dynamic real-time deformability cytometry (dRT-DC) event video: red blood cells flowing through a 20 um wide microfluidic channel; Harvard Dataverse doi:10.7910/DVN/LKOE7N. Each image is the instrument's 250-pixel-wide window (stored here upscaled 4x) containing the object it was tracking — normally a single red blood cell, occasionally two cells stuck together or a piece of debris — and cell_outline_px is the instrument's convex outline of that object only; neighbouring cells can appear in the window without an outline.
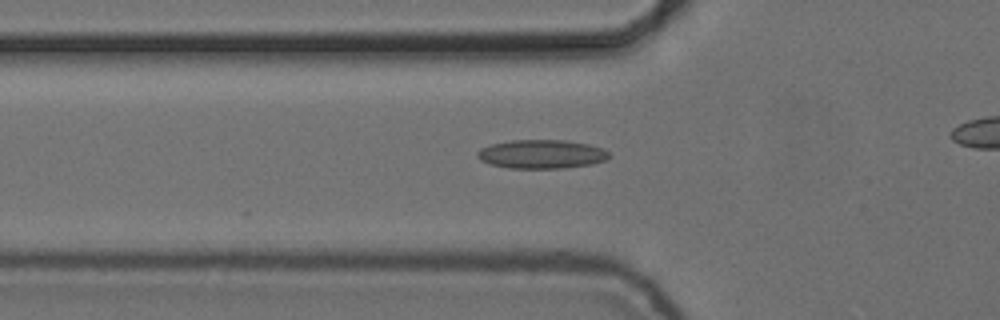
{"species": "common noctule bat (a hibernating species)", "species_latin": "Nyctalus noctula", "temperature_condition": "cold", "stored_images_in_passage": 43, "camera_frame_rate_fps": 3000, "um_per_image_px": 0.085, "animal": {"sex": "female", "body_mass_g": 24.6, "forearm_length_mm": 56.2}, "frame": {"image": 1, "passage_image": 19, "time_ms": 6.0, "image_size_px": [1000, 320], "cell_outline_px": [[612, 156], [604, 160], [592, 164], [564, 168], [508, 168], [492, 164], [480, 160], [476, 156], [476, 152], [480, 148], [492, 144], [512, 140], [564, 140], [588, 144], [604, 148]], "centroid_in_image_um": [46.04, 13.1], "position_along_channel_um": 79.8, "area_um2": 22.14}}
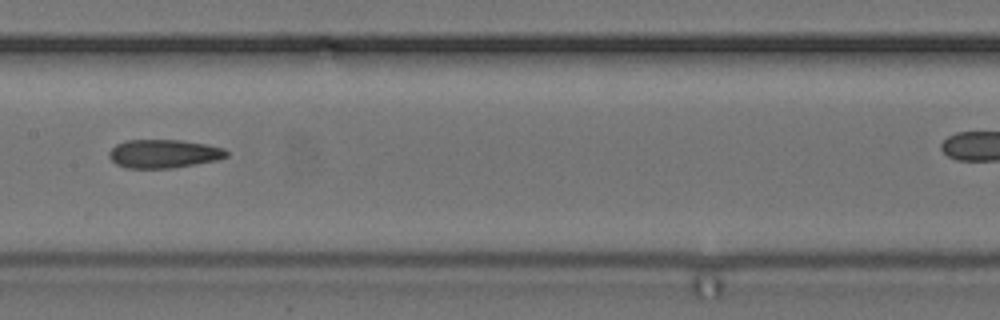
{"frame": {"image": 2, "passage_image": 28, "time_ms": 9.0, "image_size_px": [1000, 320], "cell_outline_px": [[228, 156], [216, 160], [172, 168], [124, 168], [116, 164], [108, 156], [108, 152], [116, 144], [124, 140], [180, 140], [204, 144], [224, 148], [228, 152]], "centroid_in_image_um": [13.87, 13.06], "position_along_channel_um": 193.5, "area_um2": 19.48}}
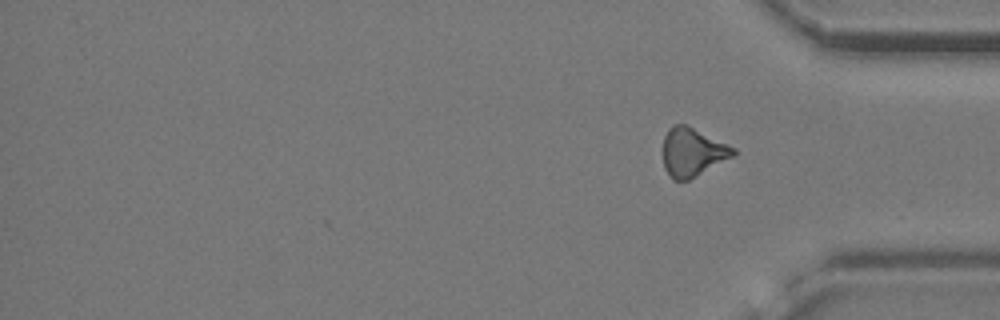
{"frame": {"image": 3, "passage_image": 43, "time_ms": 14.0, "image_size_px": [1000, 320], "cell_outline_px": [[736, 156], [688, 180], [672, 180], [664, 168], [664, 136], [668, 128], [672, 124], [684, 124], [728, 144], [736, 148]], "centroid_in_image_um": [58.88, 12.94], "position_along_channel_um": 376.3, "area_um2": 19.88}, "authors_computed_cell_mechanics": {"area_um2": 19.9988, "velocity_mm_per_s": 3.7474, "shape_relaxation_time_tau1_ms": null, "shape_relaxation_time_tau2_ms": 7.1857, "deformation_change_tau1": null, "deformation_change_tau2": 0.1947}}